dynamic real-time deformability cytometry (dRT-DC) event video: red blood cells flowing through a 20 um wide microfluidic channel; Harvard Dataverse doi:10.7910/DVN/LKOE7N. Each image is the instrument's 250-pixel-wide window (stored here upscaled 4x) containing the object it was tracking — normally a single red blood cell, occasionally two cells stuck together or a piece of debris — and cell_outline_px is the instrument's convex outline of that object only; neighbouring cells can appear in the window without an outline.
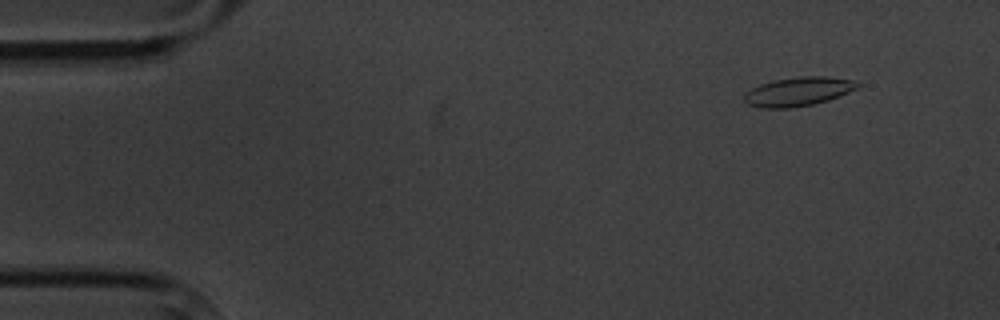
{"species": "common noctule bat (a hibernating species)", "species_latin": "Nyctalus noctula", "temperature_condition": "cold", "stored_images_in_passage": 5, "camera_frame_rate_fps": 3000, "um_per_image_px": 0.085, "animal": {"sex": "male", "body_mass_g": 20.1, "forearm_length_mm": 53.5}, "frame": {"image": 1, "passage_image": 2, "time_ms": 1.0, "image_size_px": [1000, 320], "cell_outline_px": [[860, 88], [828, 100], [812, 104], [788, 108], [760, 108], [744, 104], [744, 92], [760, 84], [772, 80], [800, 76], [824, 76], [856, 80], [860, 84]], "centroid_in_image_um": [67.83, 7.78], "position_along_channel_um": 17.2, "area_um2": 19.36}}